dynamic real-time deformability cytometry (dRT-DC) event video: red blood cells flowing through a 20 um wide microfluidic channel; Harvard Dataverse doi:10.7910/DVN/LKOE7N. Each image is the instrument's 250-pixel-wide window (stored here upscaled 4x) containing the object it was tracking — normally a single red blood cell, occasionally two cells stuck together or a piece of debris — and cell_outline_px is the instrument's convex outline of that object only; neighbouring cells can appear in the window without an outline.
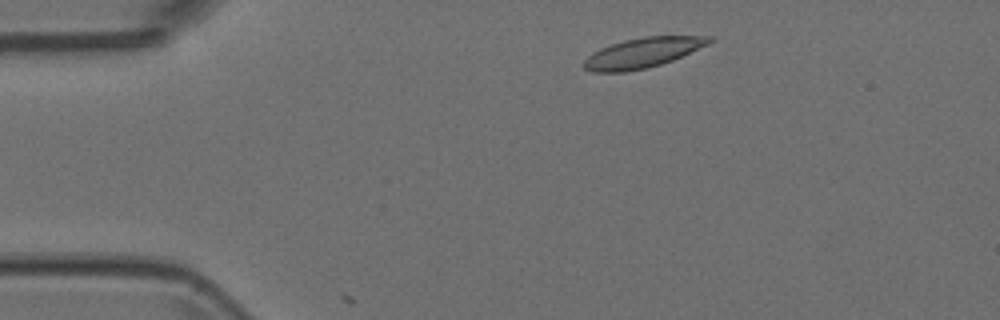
{"species": "Egyptian fruit bat (a non-hibernating species)", "species_latin": "Rousettus aegyptiacus", "temperature_condition": "room temperature", "stored_images_in_passage": 4, "camera_frame_rate_fps": 3000, "um_per_image_px": 0.085, "animal": {"sex": "female"}, "frame": {"image": 1, "passage_image": 1, "time_ms": 0.0, "image_size_px": [1000, 320], "cell_outline_px": [[716, 40], [708, 44], [672, 60], [648, 68], [624, 72], [592, 72], [584, 68], [580, 64], [588, 56], [600, 48], [624, 40], [644, 36], [712, 36]], "centroid_in_image_um": [54.61, 4.49], "position_along_channel_um": 30.4, "area_um2": 21.91}}
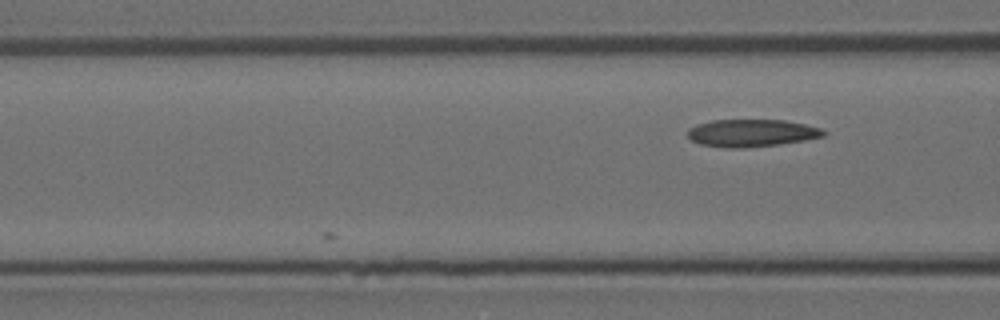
{"frame": {"image": 2, "passage_image": 4, "time_ms": 1.0, "image_size_px": [1000, 320], "cell_outline_px": [[828, 132], [824, 136], [804, 140], [780, 144], [744, 148], [728, 148], [700, 144], [692, 140], [688, 136], [688, 128], [696, 124], [712, 120], [784, 120], [804, 124], [820, 128]], "centroid_in_image_um": [63.87, 11.3], "position_along_channel_um": 102.7, "area_um2": 21.73}}